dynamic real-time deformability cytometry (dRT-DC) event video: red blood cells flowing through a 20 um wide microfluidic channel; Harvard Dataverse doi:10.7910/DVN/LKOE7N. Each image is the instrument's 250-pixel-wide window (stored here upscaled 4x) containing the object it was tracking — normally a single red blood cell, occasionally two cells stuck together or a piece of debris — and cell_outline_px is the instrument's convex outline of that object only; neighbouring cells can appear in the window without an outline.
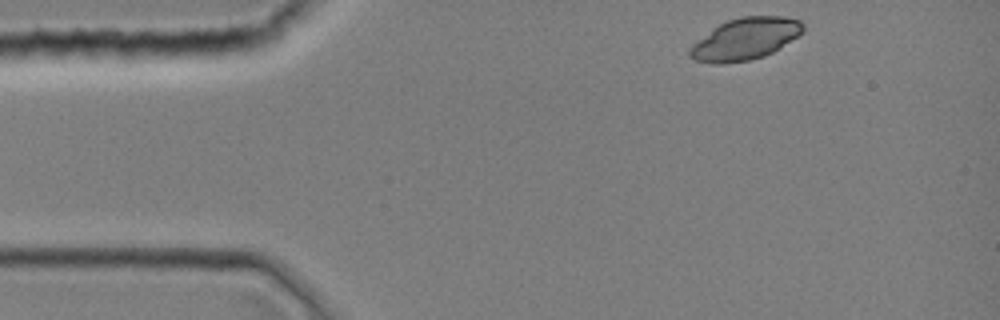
{"species": "common noctule bat (a hibernating species)", "species_latin": "Nyctalus noctula", "temperature_condition": "room temperature", "stored_images_in_passage": 34, "camera_frame_rate_fps": 3000, "um_per_image_px": 0.085, "animal": {"sex": "female", "body_mass_g": 19.0, "forearm_length_mm": 51.5}, "frame": {"image": 1, "passage_image": 1, "time_ms": 0.0, "image_size_px": [1000, 320], "cell_outline_px": [[804, 32], [772, 52], [764, 56], [748, 60], [720, 64], [712, 64], [696, 60], [688, 56], [688, 48], [692, 44], [712, 28], [728, 20], [744, 16], [784, 16], [800, 20], [804, 24]], "centroid_in_image_um": [63.33, 3.31], "position_along_channel_um": 21.7, "area_um2": 27.57}}
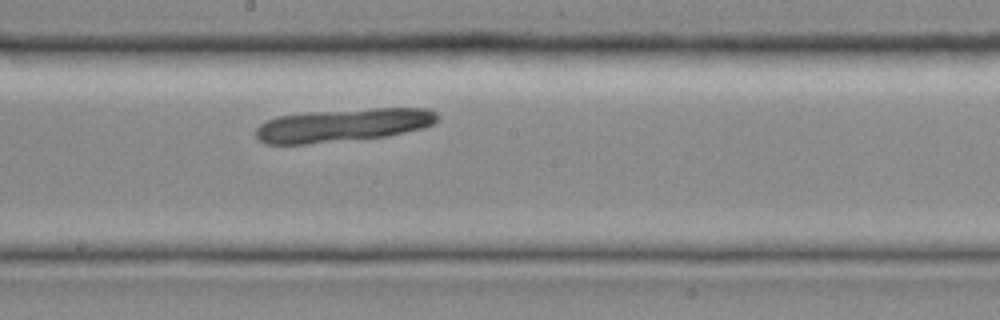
{"frame": {"image": 2, "passage_image": 18, "time_ms": 5.667, "image_size_px": [1000, 320], "cell_outline_px": [[440, 116], [432, 124], [424, 128], [388, 136], [308, 144], [264, 144], [256, 136], [256, 128], [260, 124], [268, 120], [280, 116], [308, 112], [372, 108], [428, 108], [436, 112]], "centroid_in_image_um": [29.18, 10.64], "position_along_channel_um": 219.0, "area_um2": 35.14}}
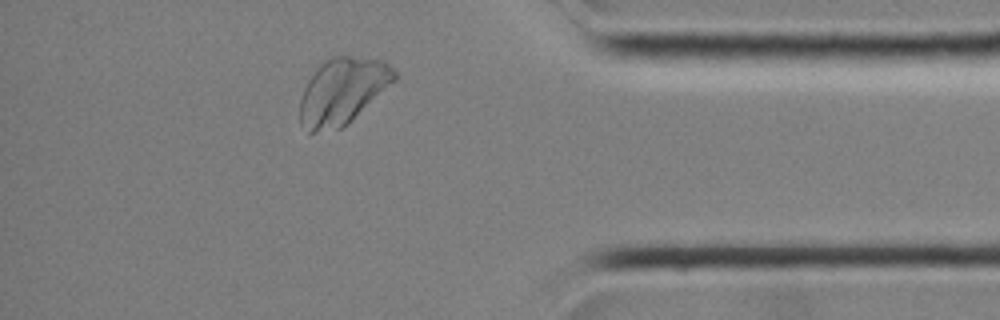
{"frame": {"image": 3, "passage_image": 31, "time_ms": 10.0, "image_size_px": [1000, 320], "cell_outline_px": [[400, 76], [396, 80], [348, 124], [340, 128], [312, 132], [308, 132], [300, 124], [300, 100], [304, 88], [308, 80], [316, 68], [328, 56], [352, 56], [384, 60]], "centroid_in_image_um": [29.12, 7.72], "position_along_channel_um": 406.1, "area_um2": 36.65}}